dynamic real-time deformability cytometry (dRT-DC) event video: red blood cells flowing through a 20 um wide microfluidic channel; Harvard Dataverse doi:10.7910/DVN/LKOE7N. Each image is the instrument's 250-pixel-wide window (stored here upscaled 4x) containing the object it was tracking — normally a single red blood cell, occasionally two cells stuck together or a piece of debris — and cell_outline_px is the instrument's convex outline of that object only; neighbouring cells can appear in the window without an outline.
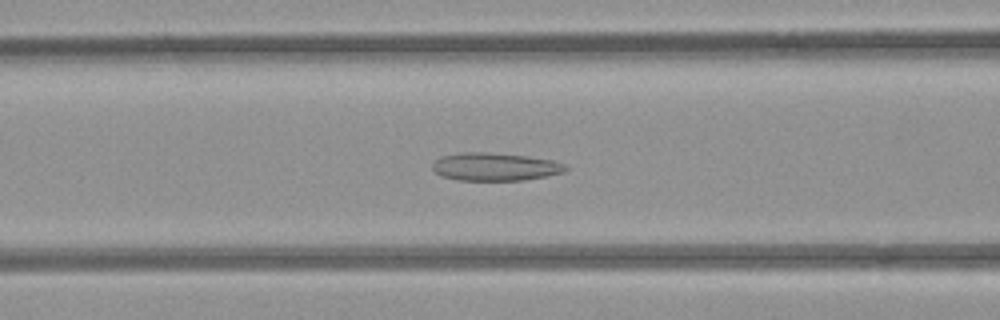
{"species": "common noctule bat (a hibernating species)", "species_latin": "Nyctalus noctula", "temperature_condition": "room temperature", "stored_images_in_passage": 49, "camera_frame_rate_fps": 3000, "um_per_image_px": 0.085, "animal": {"sex": "female", "body_mass_g": 21.9}, "frame": {"image": 1, "passage_image": 18, "time_ms": 5.667, "image_size_px": [1000, 320], "cell_outline_px": [[568, 168], [564, 172], [524, 180], [456, 180], [440, 176], [432, 168], [432, 164], [440, 156], [460, 152], [488, 152], [528, 156], [552, 160], [564, 164]], "centroid_in_image_um": [42.04, 14.17], "position_along_channel_um": 124.6, "area_um2": 21.73}}
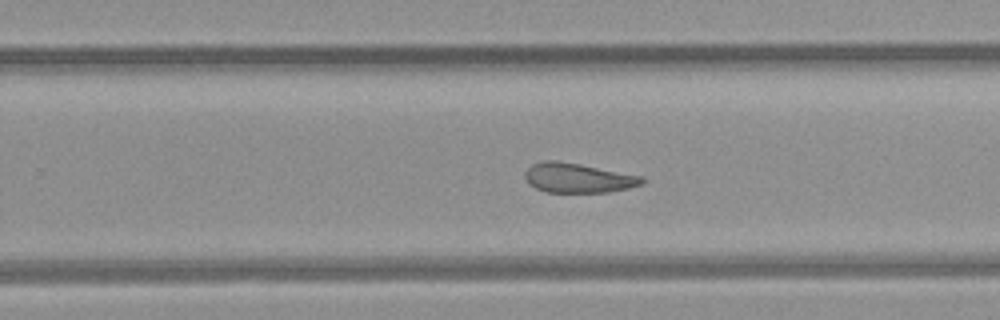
{"frame": {"image": 2, "passage_image": 30, "time_ms": 9.667, "image_size_px": [1000, 320], "cell_outline_px": [[644, 184], [628, 188], [608, 192], [544, 192], [528, 184], [524, 176], [524, 172], [532, 164], [544, 160], [556, 160], [580, 164], [644, 176]], "centroid_in_image_um": [49.12, 15.12], "position_along_channel_um": 280.7, "area_um2": 20.35}}
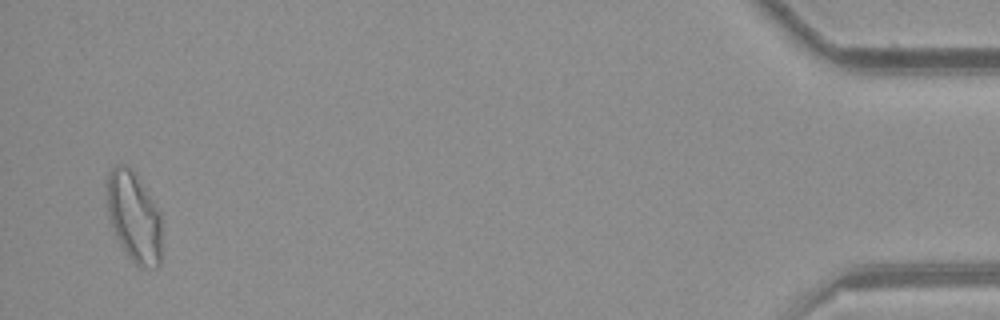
{"frame": {"image": 3, "passage_image": 48, "time_ms": 15.667, "image_size_px": [1000, 320], "cell_outline_px": [[160, 264], [156, 268], [140, 268], [128, 256], [120, 244], [112, 224], [108, 212], [104, 192], [104, 184], [108, 172], [116, 164], [128, 164], [136, 172], [160, 212]], "centroid_in_image_um": [11.35, 18.36], "position_along_channel_um": 423.9, "area_um2": 29.42}, "authors_computed_cell_mechanics": {"area_um2": 23.409, "velocity_mm_per_s": 3.9085, "shape_relaxation_time_tau1_ms": null, "shape_relaxation_time_tau2_ms": 4.4714, "deformation_change_tau1": null, "deformation_change_tau2": 0.1349}}